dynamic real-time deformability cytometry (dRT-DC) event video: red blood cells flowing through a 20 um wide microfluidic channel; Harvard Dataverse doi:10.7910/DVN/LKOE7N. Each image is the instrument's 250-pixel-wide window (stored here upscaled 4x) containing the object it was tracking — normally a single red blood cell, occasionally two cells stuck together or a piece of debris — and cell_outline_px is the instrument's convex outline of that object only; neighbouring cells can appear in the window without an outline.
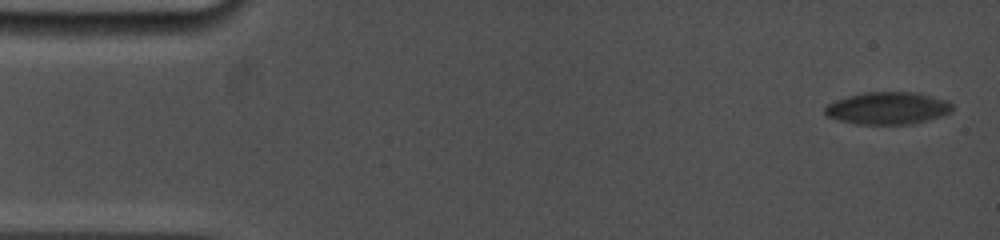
{"species": "common noctule bat (a hibernating species)", "species_latin": "Nyctalus noctula", "temperature_condition": "cold", "stored_images_in_passage": 42, "camera_frame_rate_fps": 5000, "um_per_image_px": 0.085, "animal": {"sex": "female", "body_mass_g": 19.0, "forearm_length_mm": 53.3}, "frame": {"image": 1, "passage_image": 1, "time_ms": 0.0, "image_size_px": [1000, 240], "cell_outline_px": [[952, 112], [928, 120], [912, 124], [856, 124], [836, 120], [828, 116], [824, 112], [824, 108], [828, 104], [836, 100], [848, 96], [864, 92], [916, 92], [948, 100], [952, 104]], "centroid_in_image_um": [75.46, 9.19], "position_along_channel_um": 9.5, "area_um2": 24.1}}
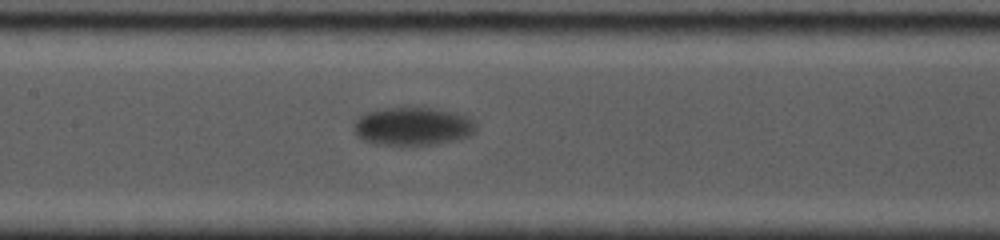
{"frame": {"image": 2, "passage_image": 19, "time_ms": 8.6, "image_size_px": [1000, 240], "cell_outline_px": [[476, 128], [468, 136], [460, 140], [436, 144], [372, 144], [356, 136], [352, 128], [356, 120], [364, 112], [380, 108], [408, 104], [424, 104], [468, 116], [476, 124]], "centroid_in_image_um": [35.06, 10.66], "position_along_channel_um": 172.3, "area_um2": 28.44}}
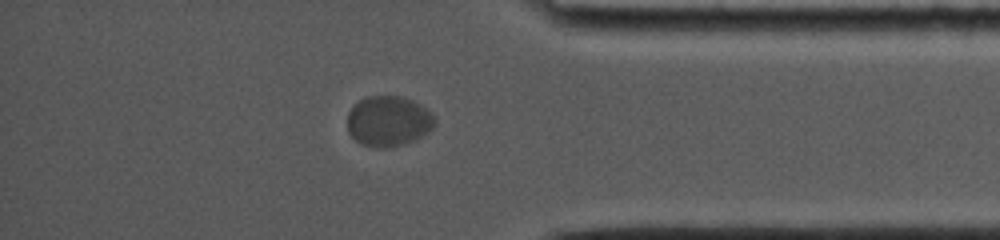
{"frame": {"image": 3, "passage_image": 36, "time_ms": 15.6, "image_size_px": [1000, 240], "cell_outline_px": [[436, 124], [428, 132], [404, 144], [384, 148], [376, 148], [360, 144], [348, 132], [348, 112], [360, 100], [368, 96], [400, 96], [412, 100], [420, 104], [436, 120]], "centroid_in_image_um": [33.0, 10.31], "position_along_channel_um": 402.2, "area_um2": 25.43}, "authors_computed_cell_mechanics": {"area_um2": 25.721, "velocity_mm_per_s": 3.3598, "shape_relaxation_time_tau1_ms": 2.1228, "shape_relaxation_time_tau2_ms": null, "deformation_change_tau1": 0.0841, "deformation_change_tau2": null}}